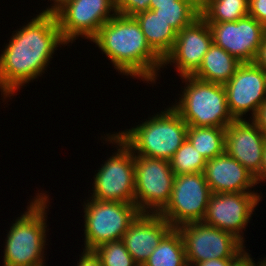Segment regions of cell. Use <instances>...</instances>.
Here are the masks:
<instances>
[{
	"label": "cell",
	"mask_w": 266,
	"mask_h": 266,
	"mask_svg": "<svg viewBox=\"0 0 266 266\" xmlns=\"http://www.w3.org/2000/svg\"><path fill=\"white\" fill-rule=\"evenodd\" d=\"M12 36L0 56V89L5 97L42 74L56 47L67 44L55 14L40 13Z\"/></svg>",
	"instance_id": "obj_1"
},
{
	"label": "cell",
	"mask_w": 266,
	"mask_h": 266,
	"mask_svg": "<svg viewBox=\"0 0 266 266\" xmlns=\"http://www.w3.org/2000/svg\"><path fill=\"white\" fill-rule=\"evenodd\" d=\"M115 68L132 77L155 81L163 60L151 49L134 17L115 13L91 39Z\"/></svg>",
	"instance_id": "obj_2"
},
{
	"label": "cell",
	"mask_w": 266,
	"mask_h": 266,
	"mask_svg": "<svg viewBox=\"0 0 266 266\" xmlns=\"http://www.w3.org/2000/svg\"><path fill=\"white\" fill-rule=\"evenodd\" d=\"M161 113L116 135L139 156L170 161L187 139L188 125L173 107Z\"/></svg>",
	"instance_id": "obj_3"
},
{
	"label": "cell",
	"mask_w": 266,
	"mask_h": 266,
	"mask_svg": "<svg viewBox=\"0 0 266 266\" xmlns=\"http://www.w3.org/2000/svg\"><path fill=\"white\" fill-rule=\"evenodd\" d=\"M47 198L38 194L28 211L12 224L6 239L4 266H44Z\"/></svg>",
	"instance_id": "obj_4"
},
{
	"label": "cell",
	"mask_w": 266,
	"mask_h": 266,
	"mask_svg": "<svg viewBox=\"0 0 266 266\" xmlns=\"http://www.w3.org/2000/svg\"><path fill=\"white\" fill-rule=\"evenodd\" d=\"M187 86L173 108L188 126L226 128L235 119L229 112L224 85L185 76ZM189 82V83H188Z\"/></svg>",
	"instance_id": "obj_5"
},
{
	"label": "cell",
	"mask_w": 266,
	"mask_h": 266,
	"mask_svg": "<svg viewBox=\"0 0 266 266\" xmlns=\"http://www.w3.org/2000/svg\"><path fill=\"white\" fill-rule=\"evenodd\" d=\"M85 250L103 243L122 240L130 224L140 214L137 206L117 201L92 199L85 204Z\"/></svg>",
	"instance_id": "obj_6"
},
{
	"label": "cell",
	"mask_w": 266,
	"mask_h": 266,
	"mask_svg": "<svg viewBox=\"0 0 266 266\" xmlns=\"http://www.w3.org/2000/svg\"><path fill=\"white\" fill-rule=\"evenodd\" d=\"M134 164V204L140 213L159 214L168 204L174 185L170 161L135 155Z\"/></svg>",
	"instance_id": "obj_7"
},
{
	"label": "cell",
	"mask_w": 266,
	"mask_h": 266,
	"mask_svg": "<svg viewBox=\"0 0 266 266\" xmlns=\"http://www.w3.org/2000/svg\"><path fill=\"white\" fill-rule=\"evenodd\" d=\"M108 138V141L117 143L120 149L101 166L95 175L94 192L91 198L134 204V153L117 135L114 134Z\"/></svg>",
	"instance_id": "obj_8"
},
{
	"label": "cell",
	"mask_w": 266,
	"mask_h": 266,
	"mask_svg": "<svg viewBox=\"0 0 266 266\" xmlns=\"http://www.w3.org/2000/svg\"><path fill=\"white\" fill-rule=\"evenodd\" d=\"M211 194L204 173L175 175L170 200L159 214L173 228L202 221Z\"/></svg>",
	"instance_id": "obj_9"
},
{
	"label": "cell",
	"mask_w": 266,
	"mask_h": 266,
	"mask_svg": "<svg viewBox=\"0 0 266 266\" xmlns=\"http://www.w3.org/2000/svg\"><path fill=\"white\" fill-rule=\"evenodd\" d=\"M186 253L188 266L213 259H231L244 248L234 235L203 221L178 227Z\"/></svg>",
	"instance_id": "obj_10"
},
{
	"label": "cell",
	"mask_w": 266,
	"mask_h": 266,
	"mask_svg": "<svg viewBox=\"0 0 266 266\" xmlns=\"http://www.w3.org/2000/svg\"><path fill=\"white\" fill-rule=\"evenodd\" d=\"M116 13L115 0H68L56 13L63 40L68 44L82 35L92 39Z\"/></svg>",
	"instance_id": "obj_11"
},
{
	"label": "cell",
	"mask_w": 266,
	"mask_h": 266,
	"mask_svg": "<svg viewBox=\"0 0 266 266\" xmlns=\"http://www.w3.org/2000/svg\"><path fill=\"white\" fill-rule=\"evenodd\" d=\"M208 24L213 44L224 49L241 63L254 62L266 36L264 25L249 15L235 22Z\"/></svg>",
	"instance_id": "obj_12"
},
{
	"label": "cell",
	"mask_w": 266,
	"mask_h": 266,
	"mask_svg": "<svg viewBox=\"0 0 266 266\" xmlns=\"http://www.w3.org/2000/svg\"><path fill=\"white\" fill-rule=\"evenodd\" d=\"M260 198L255 192L212 193L202 221L234 235L243 243L240 232L248 224Z\"/></svg>",
	"instance_id": "obj_13"
},
{
	"label": "cell",
	"mask_w": 266,
	"mask_h": 266,
	"mask_svg": "<svg viewBox=\"0 0 266 266\" xmlns=\"http://www.w3.org/2000/svg\"><path fill=\"white\" fill-rule=\"evenodd\" d=\"M230 114L242 120L249 110L254 117L266 100V72L254 62L241 63L224 85Z\"/></svg>",
	"instance_id": "obj_14"
},
{
	"label": "cell",
	"mask_w": 266,
	"mask_h": 266,
	"mask_svg": "<svg viewBox=\"0 0 266 266\" xmlns=\"http://www.w3.org/2000/svg\"><path fill=\"white\" fill-rule=\"evenodd\" d=\"M212 43L209 24L199 16L178 32L174 46L164 58L163 65L169 62L176 63L181 77L193 76L200 68L204 55Z\"/></svg>",
	"instance_id": "obj_15"
},
{
	"label": "cell",
	"mask_w": 266,
	"mask_h": 266,
	"mask_svg": "<svg viewBox=\"0 0 266 266\" xmlns=\"http://www.w3.org/2000/svg\"><path fill=\"white\" fill-rule=\"evenodd\" d=\"M265 145L266 138L253 121L234 120L226 127L225 152L254 177L261 169Z\"/></svg>",
	"instance_id": "obj_16"
},
{
	"label": "cell",
	"mask_w": 266,
	"mask_h": 266,
	"mask_svg": "<svg viewBox=\"0 0 266 266\" xmlns=\"http://www.w3.org/2000/svg\"><path fill=\"white\" fill-rule=\"evenodd\" d=\"M172 228L160 214L140 213L124 233L122 241L134 261L143 266Z\"/></svg>",
	"instance_id": "obj_17"
},
{
	"label": "cell",
	"mask_w": 266,
	"mask_h": 266,
	"mask_svg": "<svg viewBox=\"0 0 266 266\" xmlns=\"http://www.w3.org/2000/svg\"><path fill=\"white\" fill-rule=\"evenodd\" d=\"M203 173L212 193H253L249 188L256 184L254 176L226 152L207 160Z\"/></svg>",
	"instance_id": "obj_18"
},
{
	"label": "cell",
	"mask_w": 266,
	"mask_h": 266,
	"mask_svg": "<svg viewBox=\"0 0 266 266\" xmlns=\"http://www.w3.org/2000/svg\"><path fill=\"white\" fill-rule=\"evenodd\" d=\"M138 22L151 49L162 59L172 50L178 32L153 10L133 16Z\"/></svg>",
	"instance_id": "obj_19"
},
{
	"label": "cell",
	"mask_w": 266,
	"mask_h": 266,
	"mask_svg": "<svg viewBox=\"0 0 266 266\" xmlns=\"http://www.w3.org/2000/svg\"><path fill=\"white\" fill-rule=\"evenodd\" d=\"M241 64L235 57L212 43L194 78L214 84L225 85Z\"/></svg>",
	"instance_id": "obj_20"
},
{
	"label": "cell",
	"mask_w": 266,
	"mask_h": 266,
	"mask_svg": "<svg viewBox=\"0 0 266 266\" xmlns=\"http://www.w3.org/2000/svg\"><path fill=\"white\" fill-rule=\"evenodd\" d=\"M143 266H188L185 246L178 228H172Z\"/></svg>",
	"instance_id": "obj_21"
},
{
	"label": "cell",
	"mask_w": 266,
	"mask_h": 266,
	"mask_svg": "<svg viewBox=\"0 0 266 266\" xmlns=\"http://www.w3.org/2000/svg\"><path fill=\"white\" fill-rule=\"evenodd\" d=\"M248 12L249 0H200V16L207 23L235 22Z\"/></svg>",
	"instance_id": "obj_22"
},
{
	"label": "cell",
	"mask_w": 266,
	"mask_h": 266,
	"mask_svg": "<svg viewBox=\"0 0 266 266\" xmlns=\"http://www.w3.org/2000/svg\"><path fill=\"white\" fill-rule=\"evenodd\" d=\"M225 134L226 128L188 126L187 140L209 160L225 152Z\"/></svg>",
	"instance_id": "obj_23"
},
{
	"label": "cell",
	"mask_w": 266,
	"mask_h": 266,
	"mask_svg": "<svg viewBox=\"0 0 266 266\" xmlns=\"http://www.w3.org/2000/svg\"><path fill=\"white\" fill-rule=\"evenodd\" d=\"M153 11L179 32L200 16V0H177L174 4L157 5Z\"/></svg>",
	"instance_id": "obj_24"
},
{
	"label": "cell",
	"mask_w": 266,
	"mask_h": 266,
	"mask_svg": "<svg viewBox=\"0 0 266 266\" xmlns=\"http://www.w3.org/2000/svg\"><path fill=\"white\" fill-rule=\"evenodd\" d=\"M206 161L186 139L170 160V166L175 175L203 173Z\"/></svg>",
	"instance_id": "obj_25"
},
{
	"label": "cell",
	"mask_w": 266,
	"mask_h": 266,
	"mask_svg": "<svg viewBox=\"0 0 266 266\" xmlns=\"http://www.w3.org/2000/svg\"><path fill=\"white\" fill-rule=\"evenodd\" d=\"M92 251L100 259L102 266H139L122 240L103 243Z\"/></svg>",
	"instance_id": "obj_26"
},
{
	"label": "cell",
	"mask_w": 266,
	"mask_h": 266,
	"mask_svg": "<svg viewBox=\"0 0 266 266\" xmlns=\"http://www.w3.org/2000/svg\"><path fill=\"white\" fill-rule=\"evenodd\" d=\"M116 13L133 17L149 9L150 0H115Z\"/></svg>",
	"instance_id": "obj_27"
},
{
	"label": "cell",
	"mask_w": 266,
	"mask_h": 266,
	"mask_svg": "<svg viewBox=\"0 0 266 266\" xmlns=\"http://www.w3.org/2000/svg\"><path fill=\"white\" fill-rule=\"evenodd\" d=\"M248 15L266 27V0H249Z\"/></svg>",
	"instance_id": "obj_28"
},
{
	"label": "cell",
	"mask_w": 266,
	"mask_h": 266,
	"mask_svg": "<svg viewBox=\"0 0 266 266\" xmlns=\"http://www.w3.org/2000/svg\"><path fill=\"white\" fill-rule=\"evenodd\" d=\"M244 252V253H243ZM266 260L260 262L257 266H264ZM230 266H256L250 255L244 251V248L240 250L233 258L230 259Z\"/></svg>",
	"instance_id": "obj_29"
},
{
	"label": "cell",
	"mask_w": 266,
	"mask_h": 266,
	"mask_svg": "<svg viewBox=\"0 0 266 266\" xmlns=\"http://www.w3.org/2000/svg\"><path fill=\"white\" fill-rule=\"evenodd\" d=\"M266 138V100L261 104L252 120Z\"/></svg>",
	"instance_id": "obj_30"
},
{
	"label": "cell",
	"mask_w": 266,
	"mask_h": 266,
	"mask_svg": "<svg viewBox=\"0 0 266 266\" xmlns=\"http://www.w3.org/2000/svg\"><path fill=\"white\" fill-rule=\"evenodd\" d=\"M77 266H102L100 259L93 251L84 250Z\"/></svg>",
	"instance_id": "obj_31"
},
{
	"label": "cell",
	"mask_w": 266,
	"mask_h": 266,
	"mask_svg": "<svg viewBox=\"0 0 266 266\" xmlns=\"http://www.w3.org/2000/svg\"><path fill=\"white\" fill-rule=\"evenodd\" d=\"M254 63L266 72V36L258 49Z\"/></svg>",
	"instance_id": "obj_32"
},
{
	"label": "cell",
	"mask_w": 266,
	"mask_h": 266,
	"mask_svg": "<svg viewBox=\"0 0 266 266\" xmlns=\"http://www.w3.org/2000/svg\"><path fill=\"white\" fill-rule=\"evenodd\" d=\"M256 185L262 180L266 179V145L263 152L261 169L258 174L254 177ZM259 181V182H258Z\"/></svg>",
	"instance_id": "obj_33"
},
{
	"label": "cell",
	"mask_w": 266,
	"mask_h": 266,
	"mask_svg": "<svg viewBox=\"0 0 266 266\" xmlns=\"http://www.w3.org/2000/svg\"><path fill=\"white\" fill-rule=\"evenodd\" d=\"M194 266H230V259H213L198 263Z\"/></svg>",
	"instance_id": "obj_34"
},
{
	"label": "cell",
	"mask_w": 266,
	"mask_h": 266,
	"mask_svg": "<svg viewBox=\"0 0 266 266\" xmlns=\"http://www.w3.org/2000/svg\"><path fill=\"white\" fill-rule=\"evenodd\" d=\"M53 1V0H52ZM68 0H54V6L42 11V14H55Z\"/></svg>",
	"instance_id": "obj_35"
},
{
	"label": "cell",
	"mask_w": 266,
	"mask_h": 266,
	"mask_svg": "<svg viewBox=\"0 0 266 266\" xmlns=\"http://www.w3.org/2000/svg\"><path fill=\"white\" fill-rule=\"evenodd\" d=\"M177 0H150L149 9L153 10L157 8V5L174 4Z\"/></svg>",
	"instance_id": "obj_36"
}]
</instances>
